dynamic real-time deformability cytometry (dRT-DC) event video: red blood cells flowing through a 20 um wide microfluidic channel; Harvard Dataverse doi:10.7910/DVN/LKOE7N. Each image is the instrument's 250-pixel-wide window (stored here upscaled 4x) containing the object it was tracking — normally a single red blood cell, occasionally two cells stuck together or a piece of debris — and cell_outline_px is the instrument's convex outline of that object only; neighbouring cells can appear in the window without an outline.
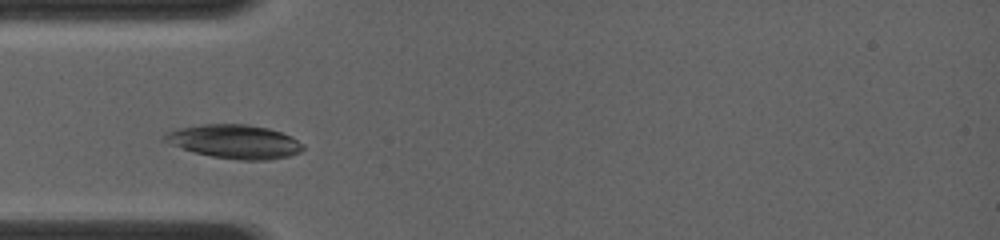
{"species": "common noctule bat (a hibernating species)", "species_latin": "Nyctalus noctula", "temperature_condition": "room temperature", "stored_images_in_passage": 6, "camera_frame_rate_fps": 4000, "um_per_image_px": 0.085, "animal": {"sex": "female", "body_mass_g": 19.0, "forearm_length_mm": 56.7}, "frame": {"image": 1, "passage_image": 3, "time_ms": 1.25, "image_size_px": [1000, 240], "cell_outline_px": [[304, 148], [300, 152], [288, 156], [268, 160], [240, 160], [212, 156], [196, 152], [160, 140], [164, 132], [176, 128], [204, 124], [244, 124], [268, 128], [292, 136], [304, 144]], "centroid_in_image_um": [19.93, 12.02], "position_along_channel_um": 65.1, "area_um2": 27.22}}
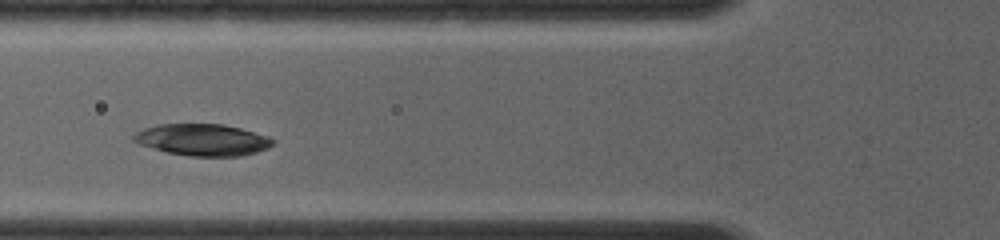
{"frame": {"image": 2, "passage_image": 5, "time_ms": 2.25, "image_size_px": [1000, 240], "cell_outline_px": [[276, 140], [268, 148], [256, 152], [240, 156], [192, 156], [168, 152], [140, 144], [132, 140], [132, 136], [136, 132], [144, 128], [156, 124], [224, 124], [272, 136]], "centroid_in_image_um": [17.26, 11.87], "position_along_channel_um": 108.5, "area_um2": 25.78}}